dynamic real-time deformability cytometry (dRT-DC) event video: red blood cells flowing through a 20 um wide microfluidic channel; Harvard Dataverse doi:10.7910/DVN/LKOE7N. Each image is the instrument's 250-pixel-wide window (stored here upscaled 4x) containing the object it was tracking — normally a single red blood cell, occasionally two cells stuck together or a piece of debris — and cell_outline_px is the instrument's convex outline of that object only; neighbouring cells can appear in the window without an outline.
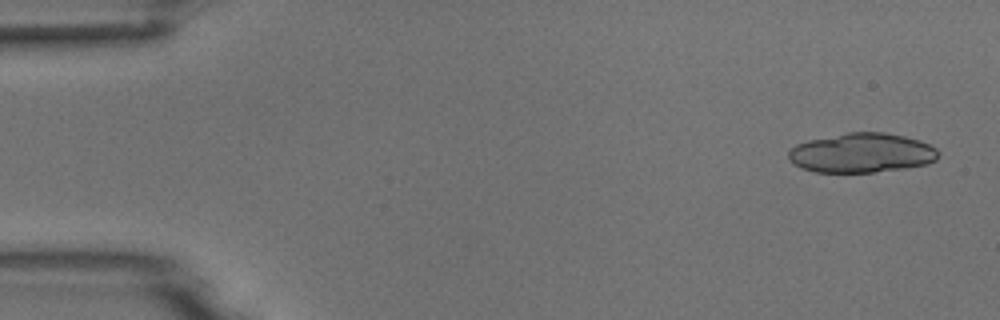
{"species": "common noctule bat (a hibernating species)", "species_latin": "Nyctalus noctula", "temperature_condition": "room temperature", "stored_images_in_passage": 9, "camera_frame_rate_fps": 3000, "um_per_image_px": 0.085, "animal": {"sex": "male", "body_mass_g": 18.8}, "frame": {"image": 1, "passage_image": 1, "time_ms": 0.0, "image_size_px": [1000, 320], "cell_outline_px": [[940, 152], [936, 160], [928, 164], [908, 168], [872, 172], [816, 172], [800, 168], [788, 156], [788, 152], [796, 144], [808, 140], [848, 132], [884, 132], [904, 136], [920, 140], [936, 148]], "centroid_in_image_um": [73.28, 13.0], "position_along_channel_um": 11.7, "area_um2": 34.56}}